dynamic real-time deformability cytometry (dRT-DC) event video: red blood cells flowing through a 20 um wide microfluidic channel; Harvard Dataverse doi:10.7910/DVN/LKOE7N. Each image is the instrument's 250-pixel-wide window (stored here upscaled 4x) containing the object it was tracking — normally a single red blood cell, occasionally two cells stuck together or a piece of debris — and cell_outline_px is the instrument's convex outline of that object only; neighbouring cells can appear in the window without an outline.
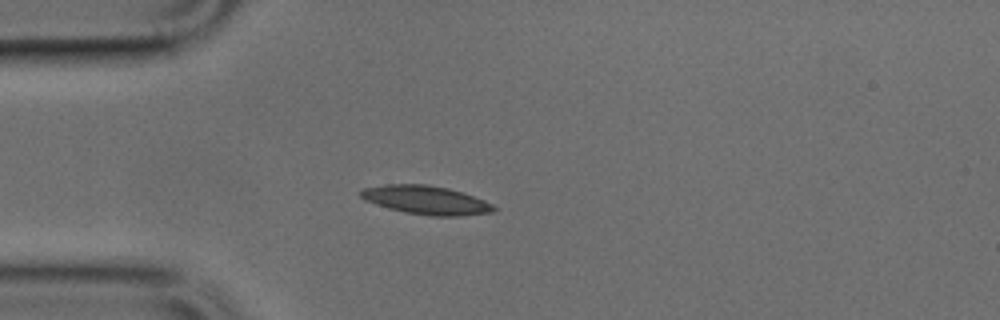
{"species": "common noctule bat (a hibernating species)", "species_latin": "Nyctalus noctula", "temperature_condition": "cold", "stored_images_in_passage": 45, "camera_frame_rate_fps": 3000, "um_per_image_px": 0.085, "animal": {"sex": "male", "body_mass_g": 17.9, "forearm_length_mm": 54.2}, "frame": {"image": 1, "passage_image": 8, "time_ms": 2.333, "image_size_px": [1000, 320], "cell_outline_px": [[496, 208], [492, 212], [460, 216], [432, 216], [404, 212], [388, 208], [364, 200], [360, 196], [360, 192], [364, 188], [384, 184], [428, 184], [448, 188], [484, 200], [492, 204]], "centroid_in_image_um": [36.19, 17.0], "position_along_channel_um": 48.8, "area_um2": 22.08}}
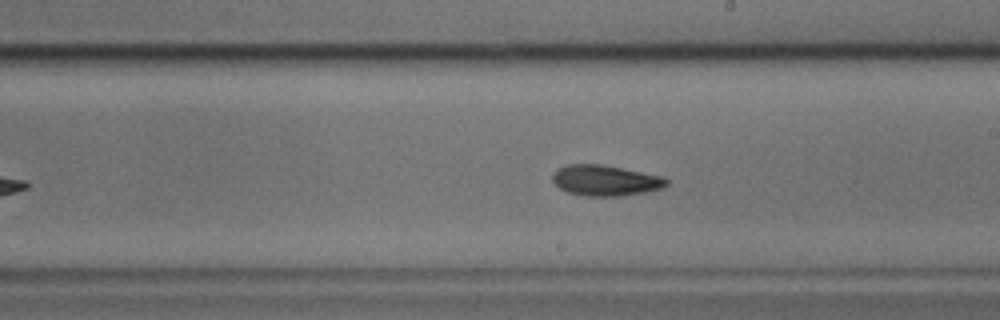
{"frame": {"image": 2, "passage_image": 23, "time_ms": 7.333, "image_size_px": [1000, 320], "cell_outline_px": [[668, 184], [664, 188], [644, 192], [620, 196], [584, 196], [568, 192], [560, 188], [552, 180], [552, 176], [560, 168], [568, 164], [604, 164], [664, 176], [668, 180]], "centroid_in_image_um": [51.51, 15.33], "position_along_channel_um": 237.5, "area_um2": 20.46}}
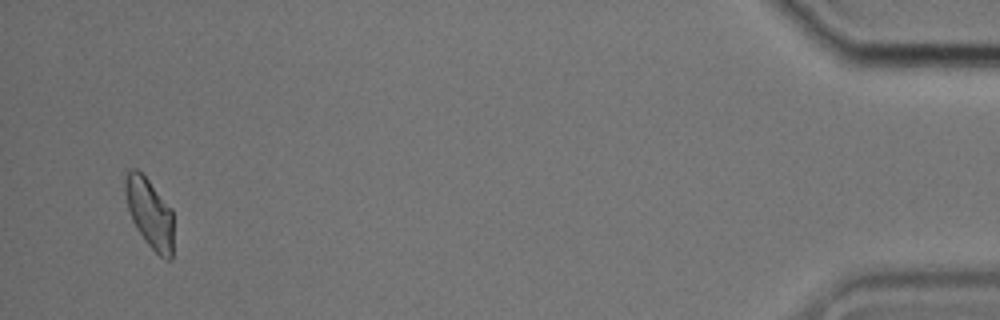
{"frame": {"image": 3, "passage_image": 43, "time_ms": 14.0, "image_size_px": [1000, 320], "cell_outline_px": [[172, 256], [168, 260], [164, 260], [148, 244], [136, 228], [132, 220], [128, 208], [124, 192], [124, 180], [128, 172], [132, 168], [136, 168], [148, 180], [172, 208]], "centroid_in_image_um": [12.71, 18.1], "position_along_channel_um": 422.5, "area_um2": 19.42}}